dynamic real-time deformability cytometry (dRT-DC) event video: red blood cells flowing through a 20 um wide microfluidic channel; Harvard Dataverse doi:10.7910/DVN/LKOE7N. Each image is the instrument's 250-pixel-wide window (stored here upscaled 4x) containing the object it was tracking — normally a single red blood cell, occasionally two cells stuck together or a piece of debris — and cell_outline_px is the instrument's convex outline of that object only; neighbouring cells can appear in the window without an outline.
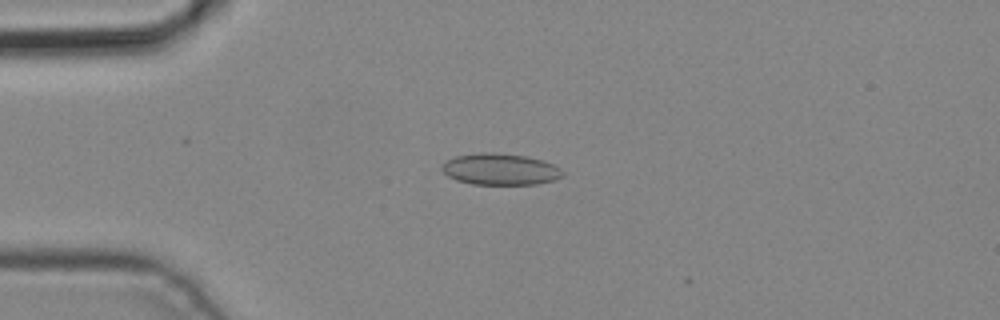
{"species": "common noctule bat (a hibernating species)", "species_latin": "Nyctalus noctula", "temperature_condition": "cold", "stored_images_in_passage": 2, "camera_frame_rate_fps": 3000, "um_per_image_px": 0.085, "animal": {"sex": "male", "body_mass_g": 19.2, "forearm_length_mm": 51.8}, "frame": {"image": 1, "passage_image": 1, "time_ms": 0.0, "image_size_px": [1000, 320], "cell_outline_px": [[564, 176], [556, 180], [536, 184], [472, 184], [456, 180], [448, 176], [440, 168], [440, 164], [444, 160], [456, 156], [480, 152], [496, 152], [528, 156], [544, 160], [560, 168], [564, 172]], "centroid_in_image_um": [42.51, 14.37], "position_along_channel_um": 42.5, "area_um2": 22.54}}